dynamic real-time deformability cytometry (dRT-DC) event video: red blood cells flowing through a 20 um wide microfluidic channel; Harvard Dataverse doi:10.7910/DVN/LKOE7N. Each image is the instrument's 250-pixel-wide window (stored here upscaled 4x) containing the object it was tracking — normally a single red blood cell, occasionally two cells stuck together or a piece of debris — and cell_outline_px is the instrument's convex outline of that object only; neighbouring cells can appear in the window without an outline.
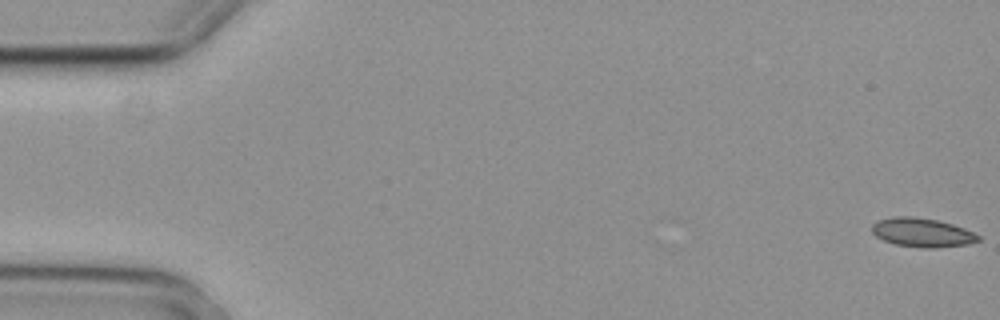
{"species": "common noctule bat (a hibernating species)", "species_latin": "Nyctalus noctula", "temperature_condition": "cold", "stored_images_in_passage": 6, "camera_frame_rate_fps": 3000, "um_per_image_px": 0.085, "animal": {"sex": "female", "body_mass_g": 29.2, "forearm_length_mm": 56.3}, "frame": {"image": 1, "passage_image": 1, "time_ms": 0.0, "image_size_px": [1000, 320], "cell_outline_px": [[980, 240], [968, 244], [936, 248], [920, 248], [896, 244], [884, 240], [876, 236], [872, 232], [872, 224], [880, 220], [896, 216], [912, 216], [936, 220], [952, 224], [964, 228], [980, 236]], "centroid_in_image_um": [78.39, 19.77], "position_along_channel_um": 6.6, "area_um2": 17.8}}
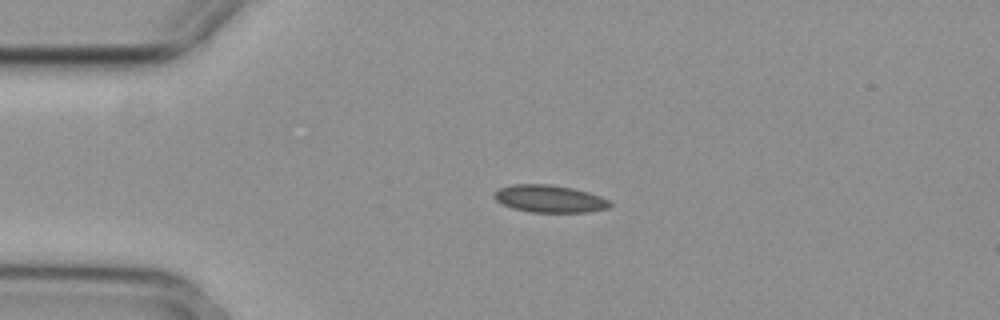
{"frame": {"image": 2, "passage_image": 4, "time_ms": 1.0, "image_size_px": [1000, 320], "cell_outline_px": [[612, 204], [608, 208], [588, 212], [532, 212], [512, 208], [496, 200], [492, 196], [500, 188], [512, 184], [552, 184], [572, 188], [588, 192], [600, 196], [608, 200]], "centroid_in_image_um": [46.72, 16.89], "position_along_channel_um": 38.3, "area_um2": 18.38}}
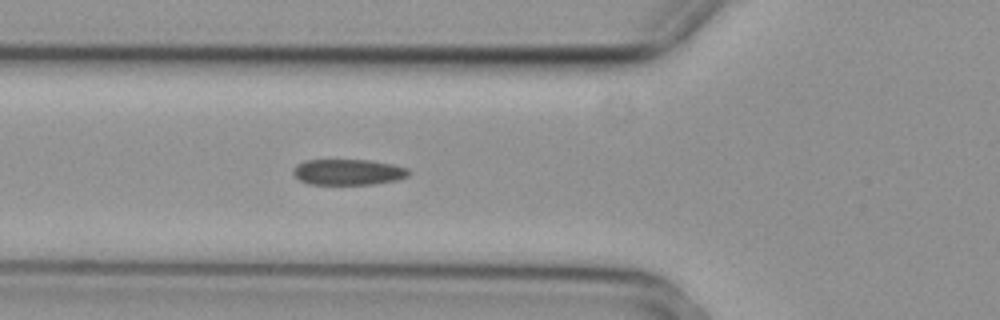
{"frame": {"image": 3, "passage_image": 6, "time_ms": 1.667, "image_size_px": [1000, 320], "cell_outline_px": [[408, 176], [396, 180], [372, 184], [308, 184], [300, 180], [292, 172], [292, 168], [296, 164], [304, 160], [372, 160], [392, 164], [408, 168]], "centroid_in_image_um": [29.56, 14.61], "position_along_channel_um": 96.2, "area_um2": 17.4}}